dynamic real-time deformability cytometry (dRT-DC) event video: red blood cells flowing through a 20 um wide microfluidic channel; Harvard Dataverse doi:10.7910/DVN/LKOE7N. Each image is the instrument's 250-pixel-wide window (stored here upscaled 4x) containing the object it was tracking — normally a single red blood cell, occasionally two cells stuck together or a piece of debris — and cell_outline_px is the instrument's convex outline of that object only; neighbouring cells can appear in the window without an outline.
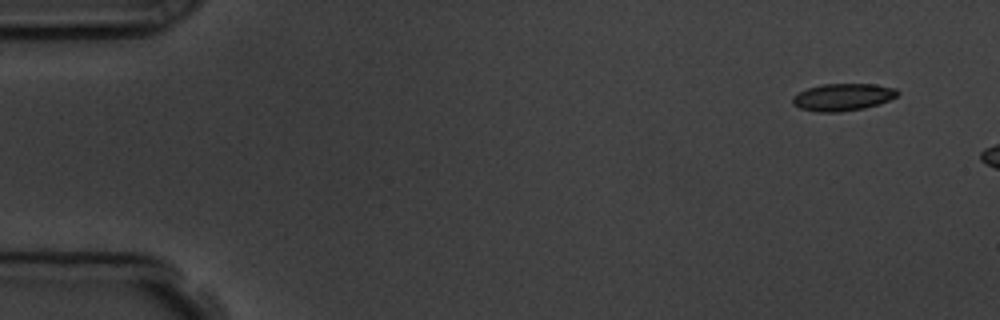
{"species": "common noctule bat (a hibernating species)", "species_latin": "Nyctalus noctula", "temperature_condition": "room temperature", "stored_images_in_passage": 3, "camera_frame_rate_fps": 3000, "um_per_image_px": 0.085, "animal": {"sex": "male", "body_mass_g": 19.5, "forearm_length_mm": 54.6}, "frame": {"image": 1, "passage_image": 1, "time_ms": 0.0, "image_size_px": [1000, 320], "cell_outline_px": [[900, 92], [896, 96], [880, 104], [864, 108], [840, 112], [816, 112], [800, 108], [792, 104], [792, 96], [808, 88], [824, 84], [872, 84], [896, 88]], "centroid_in_image_um": [71.63, 8.26], "position_along_channel_um": 13.4, "area_um2": 16.65}}